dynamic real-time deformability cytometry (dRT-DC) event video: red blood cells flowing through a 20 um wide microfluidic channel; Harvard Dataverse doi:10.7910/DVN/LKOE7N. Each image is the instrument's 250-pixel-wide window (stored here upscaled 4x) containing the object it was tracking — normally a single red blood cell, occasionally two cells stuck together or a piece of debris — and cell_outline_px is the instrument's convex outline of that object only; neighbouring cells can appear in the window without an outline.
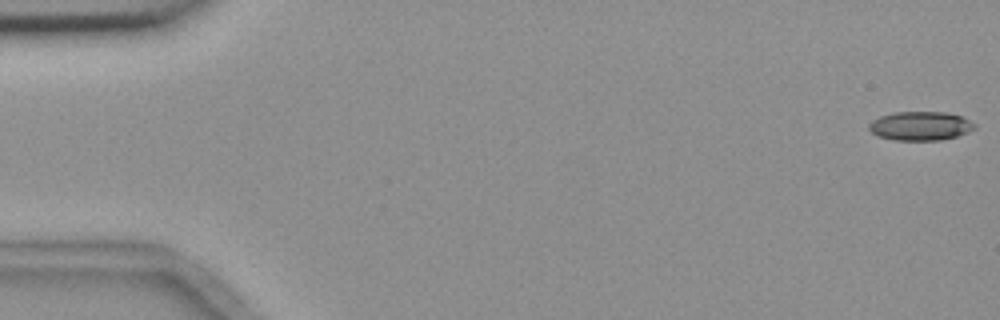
{"species": "common noctule bat (a hibernating species)", "species_latin": "Nyctalus noctula", "temperature_condition": "room temperature", "stored_images_in_passage": 56, "camera_frame_rate_fps": 3000, "um_per_image_px": 0.085, "animal": {"sex": "female", "body_mass_g": 18.4}, "frame": {"image": 1, "passage_image": 1, "time_ms": 0.0, "image_size_px": [1000, 320], "cell_outline_px": [[976, 128], [968, 132], [956, 136], [940, 140], [896, 140], [880, 136], [872, 132], [868, 128], [868, 124], [872, 120], [880, 116], [892, 112], [948, 112], [960, 116], [976, 124]], "centroid_in_image_um": [78.23, 10.69], "position_along_channel_um": 6.8, "area_um2": 17.74}}
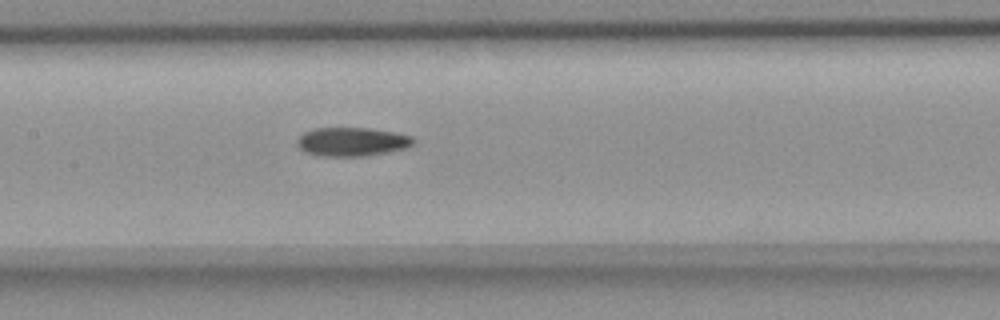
{"frame": {"image": 2, "passage_image": 27, "time_ms": 8.667, "image_size_px": [1000, 320], "cell_outline_px": [[416, 140], [412, 144], [404, 148], [364, 156], [320, 156], [308, 152], [300, 148], [296, 144], [296, 140], [304, 132], [316, 128], [368, 128], [396, 132], [412, 136]], "centroid_in_image_um": [29.91, 12.04], "position_along_channel_um": 177.5, "area_um2": 19.31}}
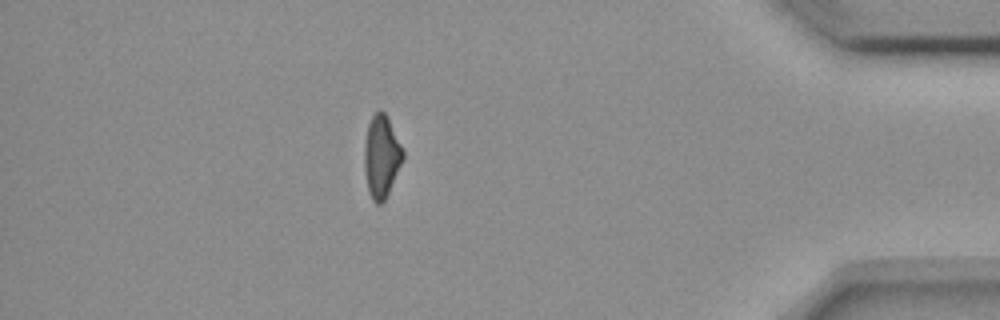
{"frame": {"image": 3, "passage_image": 49, "time_ms": 16.0, "image_size_px": [1000, 320], "cell_outline_px": [[404, 160], [384, 200], [380, 204], [376, 204], [372, 200], [368, 192], [364, 168], [364, 144], [368, 124], [372, 116], [376, 112], [384, 112], [404, 152]], "centroid_in_image_um": [32.4, 13.35], "position_along_channel_um": 402.8, "area_um2": 18.26}}